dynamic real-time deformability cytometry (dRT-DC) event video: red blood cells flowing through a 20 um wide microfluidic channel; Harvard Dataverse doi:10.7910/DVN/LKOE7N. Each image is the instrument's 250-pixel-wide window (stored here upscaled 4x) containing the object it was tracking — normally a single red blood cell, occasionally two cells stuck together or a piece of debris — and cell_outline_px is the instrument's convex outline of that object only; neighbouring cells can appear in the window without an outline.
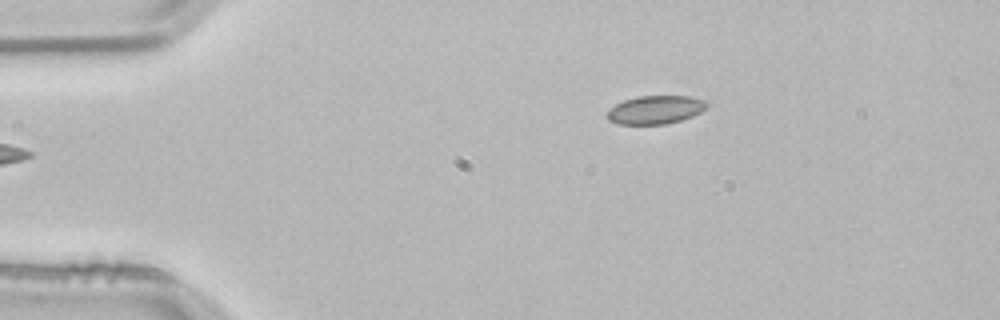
{"species": "common noctule bat (a hibernating species)", "species_latin": "Nyctalus noctula", "temperature_condition": "room temperature", "stored_images_in_passage": 3, "camera_frame_rate_fps": 3000, "um_per_image_px": 0.085, "animal": {"sex": "male", "body_mass_g": 21.5, "forearm_length_mm": 52.0}, "frame": {"image": 1, "passage_image": 3, "time_ms": 0.667, "image_size_px": [1000, 320], "cell_outline_px": [[708, 104], [700, 112], [692, 116], [680, 120], [664, 124], [616, 124], [608, 120], [608, 108], [624, 100], [640, 96], [688, 96], [704, 100]], "centroid_in_image_um": [55.67, 9.33], "position_along_channel_um": 29.3, "area_um2": 16.3}}